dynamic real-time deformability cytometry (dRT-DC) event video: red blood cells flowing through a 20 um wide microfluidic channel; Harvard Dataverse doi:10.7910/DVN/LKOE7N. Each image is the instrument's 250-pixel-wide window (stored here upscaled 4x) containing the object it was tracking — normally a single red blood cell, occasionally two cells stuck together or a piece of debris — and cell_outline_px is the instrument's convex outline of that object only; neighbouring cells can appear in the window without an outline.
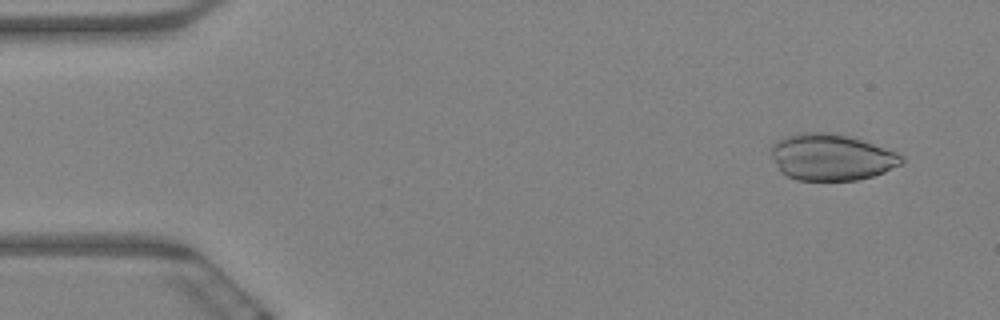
{"species": "Egyptian fruit bat (a non-hibernating species)", "species_latin": "Rousettus aegyptiacus", "temperature_condition": "warm", "stored_images_in_passage": 61, "camera_frame_rate_fps": 3000, "um_per_image_px": 0.085, "animal": {"sex": "female"}, "frame": {"image": 1, "passage_image": 4, "time_ms": 1.0, "image_size_px": [1000, 320], "cell_outline_px": [[904, 164], [884, 172], [872, 176], [856, 180], [796, 180], [780, 172], [768, 152], [772, 144], [784, 136], [800, 132], [832, 132], [848, 136], [896, 152], [904, 156]], "centroid_in_image_um": [70.62, 13.36], "position_along_channel_um": 14.4, "area_um2": 35.6}}
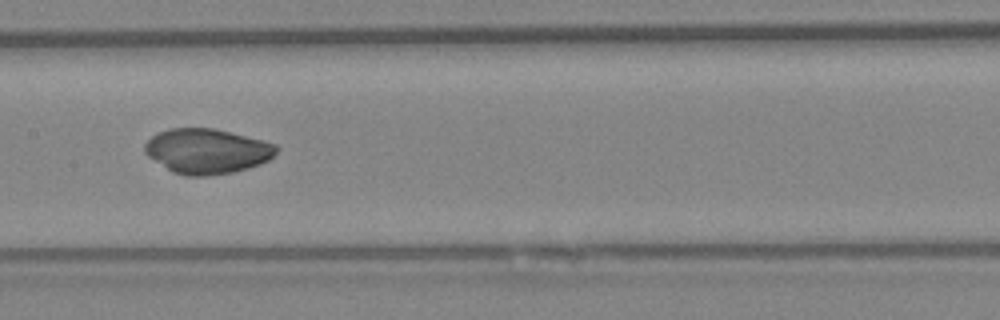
{"frame": {"image": 2, "passage_image": 30, "time_ms": 9.667, "image_size_px": [1000, 320], "cell_outline_px": [[280, 148], [268, 160], [260, 164], [248, 168], [232, 172], [208, 176], [184, 176], [172, 172], [148, 156], [144, 152], [144, 144], [152, 136], [168, 128], [212, 128], [264, 140], [276, 144]], "centroid_in_image_um": [17.59, 12.85], "position_along_channel_um": 189.8, "area_um2": 34.51}}
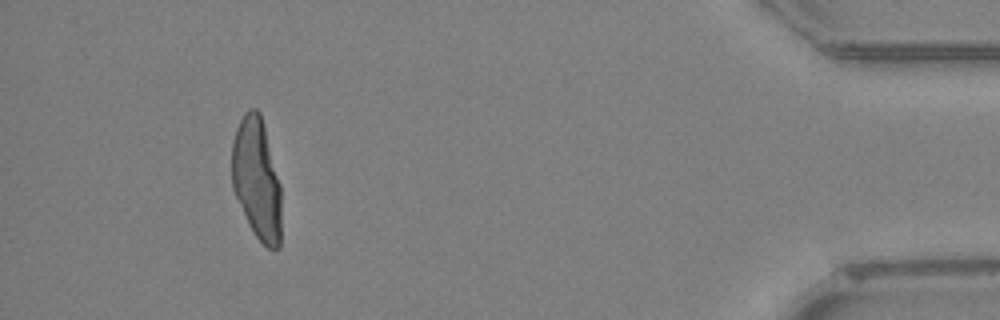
{"frame": {"image": 3, "passage_image": 56, "time_ms": 18.333, "image_size_px": [1000, 320], "cell_outline_px": [[280, 248], [268, 248], [252, 232], [232, 188], [232, 140], [236, 128], [244, 112], [248, 108], [256, 108], [260, 112], [280, 184]], "centroid_in_image_um": [21.8, 15.19], "position_along_channel_um": 413.4, "area_um2": 34.8}}